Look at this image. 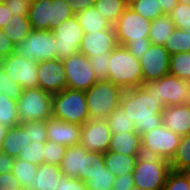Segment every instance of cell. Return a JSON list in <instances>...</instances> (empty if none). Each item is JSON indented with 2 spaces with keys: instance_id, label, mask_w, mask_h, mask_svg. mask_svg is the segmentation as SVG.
Returning a JSON list of instances; mask_svg holds the SVG:
<instances>
[{
  "instance_id": "cell-1",
  "label": "cell",
  "mask_w": 190,
  "mask_h": 190,
  "mask_svg": "<svg viewBox=\"0 0 190 190\" xmlns=\"http://www.w3.org/2000/svg\"><path fill=\"white\" fill-rule=\"evenodd\" d=\"M120 107L132 119L140 135L162 125L164 107L142 87L123 90Z\"/></svg>"
},
{
  "instance_id": "cell-2",
  "label": "cell",
  "mask_w": 190,
  "mask_h": 190,
  "mask_svg": "<svg viewBox=\"0 0 190 190\" xmlns=\"http://www.w3.org/2000/svg\"><path fill=\"white\" fill-rule=\"evenodd\" d=\"M108 69L107 81L120 86L123 90L141 87L143 83L140 60L124 46L118 45L110 53Z\"/></svg>"
},
{
  "instance_id": "cell-3",
  "label": "cell",
  "mask_w": 190,
  "mask_h": 190,
  "mask_svg": "<svg viewBox=\"0 0 190 190\" xmlns=\"http://www.w3.org/2000/svg\"><path fill=\"white\" fill-rule=\"evenodd\" d=\"M74 15L67 0H33L28 9V19L35 30L52 31Z\"/></svg>"
},
{
  "instance_id": "cell-4",
  "label": "cell",
  "mask_w": 190,
  "mask_h": 190,
  "mask_svg": "<svg viewBox=\"0 0 190 190\" xmlns=\"http://www.w3.org/2000/svg\"><path fill=\"white\" fill-rule=\"evenodd\" d=\"M123 89L110 81H97L85 91L89 120H106L120 106Z\"/></svg>"
},
{
  "instance_id": "cell-5",
  "label": "cell",
  "mask_w": 190,
  "mask_h": 190,
  "mask_svg": "<svg viewBox=\"0 0 190 190\" xmlns=\"http://www.w3.org/2000/svg\"><path fill=\"white\" fill-rule=\"evenodd\" d=\"M52 117L83 125L89 120L85 91L65 88L52 95Z\"/></svg>"
},
{
  "instance_id": "cell-6",
  "label": "cell",
  "mask_w": 190,
  "mask_h": 190,
  "mask_svg": "<svg viewBox=\"0 0 190 190\" xmlns=\"http://www.w3.org/2000/svg\"><path fill=\"white\" fill-rule=\"evenodd\" d=\"M48 140L46 121H28L19 125V150L17 158L37 166L44 163V143Z\"/></svg>"
},
{
  "instance_id": "cell-7",
  "label": "cell",
  "mask_w": 190,
  "mask_h": 190,
  "mask_svg": "<svg viewBox=\"0 0 190 190\" xmlns=\"http://www.w3.org/2000/svg\"><path fill=\"white\" fill-rule=\"evenodd\" d=\"M170 171L169 160L141 155L132 173L135 187L142 190H163Z\"/></svg>"
},
{
  "instance_id": "cell-8",
  "label": "cell",
  "mask_w": 190,
  "mask_h": 190,
  "mask_svg": "<svg viewBox=\"0 0 190 190\" xmlns=\"http://www.w3.org/2000/svg\"><path fill=\"white\" fill-rule=\"evenodd\" d=\"M17 115L21 123L52 118V95L39 87L22 89Z\"/></svg>"
},
{
  "instance_id": "cell-9",
  "label": "cell",
  "mask_w": 190,
  "mask_h": 190,
  "mask_svg": "<svg viewBox=\"0 0 190 190\" xmlns=\"http://www.w3.org/2000/svg\"><path fill=\"white\" fill-rule=\"evenodd\" d=\"M141 87L148 94L153 95L164 108L185 104L188 101L187 82L172 74H167L155 81L142 83Z\"/></svg>"
},
{
  "instance_id": "cell-10",
  "label": "cell",
  "mask_w": 190,
  "mask_h": 190,
  "mask_svg": "<svg viewBox=\"0 0 190 190\" xmlns=\"http://www.w3.org/2000/svg\"><path fill=\"white\" fill-rule=\"evenodd\" d=\"M181 136L163 124L141 135L142 155L171 160L179 146Z\"/></svg>"
},
{
  "instance_id": "cell-11",
  "label": "cell",
  "mask_w": 190,
  "mask_h": 190,
  "mask_svg": "<svg viewBox=\"0 0 190 190\" xmlns=\"http://www.w3.org/2000/svg\"><path fill=\"white\" fill-rule=\"evenodd\" d=\"M56 40L51 30L32 29L29 35L15 45V52L29 62L56 59Z\"/></svg>"
},
{
  "instance_id": "cell-12",
  "label": "cell",
  "mask_w": 190,
  "mask_h": 190,
  "mask_svg": "<svg viewBox=\"0 0 190 190\" xmlns=\"http://www.w3.org/2000/svg\"><path fill=\"white\" fill-rule=\"evenodd\" d=\"M150 27L151 21L128 7L114 25L118 45L125 47L128 43L150 42Z\"/></svg>"
},
{
  "instance_id": "cell-13",
  "label": "cell",
  "mask_w": 190,
  "mask_h": 190,
  "mask_svg": "<svg viewBox=\"0 0 190 190\" xmlns=\"http://www.w3.org/2000/svg\"><path fill=\"white\" fill-rule=\"evenodd\" d=\"M52 31L56 40V59L64 60L80 52L84 32L76 15L60 23Z\"/></svg>"
},
{
  "instance_id": "cell-14",
  "label": "cell",
  "mask_w": 190,
  "mask_h": 190,
  "mask_svg": "<svg viewBox=\"0 0 190 190\" xmlns=\"http://www.w3.org/2000/svg\"><path fill=\"white\" fill-rule=\"evenodd\" d=\"M62 63L66 73L67 88L86 91L98 81L88 57L81 52L62 60Z\"/></svg>"
},
{
  "instance_id": "cell-15",
  "label": "cell",
  "mask_w": 190,
  "mask_h": 190,
  "mask_svg": "<svg viewBox=\"0 0 190 190\" xmlns=\"http://www.w3.org/2000/svg\"><path fill=\"white\" fill-rule=\"evenodd\" d=\"M8 77L18 83L22 89L38 87V61L29 62L22 55L14 52L0 60Z\"/></svg>"
},
{
  "instance_id": "cell-16",
  "label": "cell",
  "mask_w": 190,
  "mask_h": 190,
  "mask_svg": "<svg viewBox=\"0 0 190 190\" xmlns=\"http://www.w3.org/2000/svg\"><path fill=\"white\" fill-rule=\"evenodd\" d=\"M143 83L155 81L169 74L170 54L164 46L150 44L144 56L140 58Z\"/></svg>"
},
{
  "instance_id": "cell-17",
  "label": "cell",
  "mask_w": 190,
  "mask_h": 190,
  "mask_svg": "<svg viewBox=\"0 0 190 190\" xmlns=\"http://www.w3.org/2000/svg\"><path fill=\"white\" fill-rule=\"evenodd\" d=\"M112 138L107 120H88L81 125L80 144L89 151L105 153Z\"/></svg>"
},
{
  "instance_id": "cell-18",
  "label": "cell",
  "mask_w": 190,
  "mask_h": 190,
  "mask_svg": "<svg viewBox=\"0 0 190 190\" xmlns=\"http://www.w3.org/2000/svg\"><path fill=\"white\" fill-rule=\"evenodd\" d=\"M38 87L53 95L67 88L62 60L38 61Z\"/></svg>"
},
{
  "instance_id": "cell-19",
  "label": "cell",
  "mask_w": 190,
  "mask_h": 190,
  "mask_svg": "<svg viewBox=\"0 0 190 190\" xmlns=\"http://www.w3.org/2000/svg\"><path fill=\"white\" fill-rule=\"evenodd\" d=\"M118 46L114 26L104 31L84 34L80 52L86 57L111 53Z\"/></svg>"
},
{
  "instance_id": "cell-20",
  "label": "cell",
  "mask_w": 190,
  "mask_h": 190,
  "mask_svg": "<svg viewBox=\"0 0 190 190\" xmlns=\"http://www.w3.org/2000/svg\"><path fill=\"white\" fill-rule=\"evenodd\" d=\"M46 133L49 141L71 147L80 144L81 125L52 117L46 120Z\"/></svg>"
},
{
  "instance_id": "cell-21",
  "label": "cell",
  "mask_w": 190,
  "mask_h": 190,
  "mask_svg": "<svg viewBox=\"0 0 190 190\" xmlns=\"http://www.w3.org/2000/svg\"><path fill=\"white\" fill-rule=\"evenodd\" d=\"M161 114L166 128L180 136L190 134V103L166 106Z\"/></svg>"
},
{
  "instance_id": "cell-22",
  "label": "cell",
  "mask_w": 190,
  "mask_h": 190,
  "mask_svg": "<svg viewBox=\"0 0 190 190\" xmlns=\"http://www.w3.org/2000/svg\"><path fill=\"white\" fill-rule=\"evenodd\" d=\"M107 151L140 157L142 155L141 135L137 131L112 134Z\"/></svg>"
},
{
  "instance_id": "cell-23",
  "label": "cell",
  "mask_w": 190,
  "mask_h": 190,
  "mask_svg": "<svg viewBox=\"0 0 190 190\" xmlns=\"http://www.w3.org/2000/svg\"><path fill=\"white\" fill-rule=\"evenodd\" d=\"M61 176L62 172L58 165L43 163L38 166L33 182L28 183L24 190H55Z\"/></svg>"
},
{
  "instance_id": "cell-24",
  "label": "cell",
  "mask_w": 190,
  "mask_h": 190,
  "mask_svg": "<svg viewBox=\"0 0 190 190\" xmlns=\"http://www.w3.org/2000/svg\"><path fill=\"white\" fill-rule=\"evenodd\" d=\"M29 2L21 0H7L0 3V29L10 26L14 21H29Z\"/></svg>"
},
{
  "instance_id": "cell-25",
  "label": "cell",
  "mask_w": 190,
  "mask_h": 190,
  "mask_svg": "<svg viewBox=\"0 0 190 190\" xmlns=\"http://www.w3.org/2000/svg\"><path fill=\"white\" fill-rule=\"evenodd\" d=\"M85 151L86 149L81 144L66 148L64 158L59 164L63 176L79 179L82 177L83 153Z\"/></svg>"
},
{
  "instance_id": "cell-26",
  "label": "cell",
  "mask_w": 190,
  "mask_h": 190,
  "mask_svg": "<svg viewBox=\"0 0 190 190\" xmlns=\"http://www.w3.org/2000/svg\"><path fill=\"white\" fill-rule=\"evenodd\" d=\"M103 158L105 166L115 177L133 173L136 161L138 159L137 156L118 154L111 151H106L103 153Z\"/></svg>"
},
{
  "instance_id": "cell-27",
  "label": "cell",
  "mask_w": 190,
  "mask_h": 190,
  "mask_svg": "<svg viewBox=\"0 0 190 190\" xmlns=\"http://www.w3.org/2000/svg\"><path fill=\"white\" fill-rule=\"evenodd\" d=\"M94 6L87 8L76 14L78 21L83 29L84 34L110 29L113 25L104 17Z\"/></svg>"
},
{
  "instance_id": "cell-28",
  "label": "cell",
  "mask_w": 190,
  "mask_h": 190,
  "mask_svg": "<svg viewBox=\"0 0 190 190\" xmlns=\"http://www.w3.org/2000/svg\"><path fill=\"white\" fill-rule=\"evenodd\" d=\"M176 29L170 15H162L151 21L148 39L150 43L163 46Z\"/></svg>"
},
{
  "instance_id": "cell-29",
  "label": "cell",
  "mask_w": 190,
  "mask_h": 190,
  "mask_svg": "<svg viewBox=\"0 0 190 190\" xmlns=\"http://www.w3.org/2000/svg\"><path fill=\"white\" fill-rule=\"evenodd\" d=\"M94 7L113 26L120 15L129 7L128 0H95Z\"/></svg>"
},
{
  "instance_id": "cell-30",
  "label": "cell",
  "mask_w": 190,
  "mask_h": 190,
  "mask_svg": "<svg viewBox=\"0 0 190 190\" xmlns=\"http://www.w3.org/2000/svg\"><path fill=\"white\" fill-rule=\"evenodd\" d=\"M169 163L173 171L190 172V134L181 136L176 153Z\"/></svg>"
},
{
  "instance_id": "cell-31",
  "label": "cell",
  "mask_w": 190,
  "mask_h": 190,
  "mask_svg": "<svg viewBox=\"0 0 190 190\" xmlns=\"http://www.w3.org/2000/svg\"><path fill=\"white\" fill-rule=\"evenodd\" d=\"M163 46L170 55L190 52V28H176Z\"/></svg>"
},
{
  "instance_id": "cell-32",
  "label": "cell",
  "mask_w": 190,
  "mask_h": 190,
  "mask_svg": "<svg viewBox=\"0 0 190 190\" xmlns=\"http://www.w3.org/2000/svg\"><path fill=\"white\" fill-rule=\"evenodd\" d=\"M0 124L6 127H16L21 124L17 115V101L0 94Z\"/></svg>"
},
{
  "instance_id": "cell-33",
  "label": "cell",
  "mask_w": 190,
  "mask_h": 190,
  "mask_svg": "<svg viewBox=\"0 0 190 190\" xmlns=\"http://www.w3.org/2000/svg\"><path fill=\"white\" fill-rule=\"evenodd\" d=\"M106 120L112 134L136 131L134 122L120 106L110 113Z\"/></svg>"
},
{
  "instance_id": "cell-34",
  "label": "cell",
  "mask_w": 190,
  "mask_h": 190,
  "mask_svg": "<svg viewBox=\"0 0 190 190\" xmlns=\"http://www.w3.org/2000/svg\"><path fill=\"white\" fill-rule=\"evenodd\" d=\"M129 8L149 21L164 15L158 0H130Z\"/></svg>"
},
{
  "instance_id": "cell-35",
  "label": "cell",
  "mask_w": 190,
  "mask_h": 190,
  "mask_svg": "<svg viewBox=\"0 0 190 190\" xmlns=\"http://www.w3.org/2000/svg\"><path fill=\"white\" fill-rule=\"evenodd\" d=\"M104 166L103 153L86 150L83 153L82 177L80 179L86 183L91 176L102 170Z\"/></svg>"
},
{
  "instance_id": "cell-36",
  "label": "cell",
  "mask_w": 190,
  "mask_h": 190,
  "mask_svg": "<svg viewBox=\"0 0 190 190\" xmlns=\"http://www.w3.org/2000/svg\"><path fill=\"white\" fill-rule=\"evenodd\" d=\"M37 168L38 166L35 164L14 158L12 173L23 190L27 187L28 183L33 182V179H35Z\"/></svg>"
},
{
  "instance_id": "cell-37",
  "label": "cell",
  "mask_w": 190,
  "mask_h": 190,
  "mask_svg": "<svg viewBox=\"0 0 190 190\" xmlns=\"http://www.w3.org/2000/svg\"><path fill=\"white\" fill-rule=\"evenodd\" d=\"M169 74L190 81V52L170 55Z\"/></svg>"
},
{
  "instance_id": "cell-38",
  "label": "cell",
  "mask_w": 190,
  "mask_h": 190,
  "mask_svg": "<svg viewBox=\"0 0 190 190\" xmlns=\"http://www.w3.org/2000/svg\"><path fill=\"white\" fill-rule=\"evenodd\" d=\"M115 176L104 166L102 170L91 176L86 182L88 190H109L112 189Z\"/></svg>"
},
{
  "instance_id": "cell-39",
  "label": "cell",
  "mask_w": 190,
  "mask_h": 190,
  "mask_svg": "<svg viewBox=\"0 0 190 190\" xmlns=\"http://www.w3.org/2000/svg\"><path fill=\"white\" fill-rule=\"evenodd\" d=\"M4 33L14 45L23 41L31 32L32 28L29 21H14L10 26L5 27Z\"/></svg>"
},
{
  "instance_id": "cell-40",
  "label": "cell",
  "mask_w": 190,
  "mask_h": 190,
  "mask_svg": "<svg viewBox=\"0 0 190 190\" xmlns=\"http://www.w3.org/2000/svg\"><path fill=\"white\" fill-rule=\"evenodd\" d=\"M163 190H190V173L171 170Z\"/></svg>"
},
{
  "instance_id": "cell-41",
  "label": "cell",
  "mask_w": 190,
  "mask_h": 190,
  "mask_svg": "<svg viewBox=\"0 0 190 190\" xmlns=\"http://www.w3.org/2000/svg\"><path fill=\"white\" fill-rule=\"evenodd\" d=\"M4 94L16 101L19 100L22 93V87L11 80L0 63V94Z\"/></svg>"
},
{
  "instance_id": "cell-42",
  "label": "cell",
  "mask_w": 190,
  "mask_h": 190,
  "mask_svg": "<svg viewBox=\"0 0 190 190\" xmlns=\"http://www.w3.org/2000/svg\"><path fill=\"white\" fill-rule=\"evenodd\" d=\"M66 146L47 140L44 143V163L58 165L66 153Z\"/></svg>"
},
{
  "instance_id": "cell-43",
  "label": "cell",
  "mask_w": 190,
  "mask_h": 190,
  "mask_svg": "<svg viewBox=\"0 0 190 190\" xmlns=\"http://www.w3.org/2000/svg\"><path fill=\"white\" fill-rule=\"evenodd\" d=\"M1 151L8 156L17 158L19 150V126L9 128L2 143Z\"/></svg>"
},
{
  "instance_id": "cell-44",
  "label": "cell",
  "mask_w": 190,
  "mask_h": 190,
  "mask_svg": "<svg viewBox=\"0 0 190 190\" xmlns=\"http://www.w3.org/2000/svg\"><path fill=\"white\" fill-rule=\"evenodd\" d=\"M169 15L177 29L190 28V5L178 3Z\"/></svg>"
},
{
  "instance_id": "cell-45",
  "label": "cell",
  "mask_w": 190,
  "mask_h": 190,
  "mask_svg": "<svg viewBox=\"0 0 190 190\" xmlns=\"http://www.w3.org/2000/svg\"><path fill=\"white\" fill-rule=\"evenodd\" d=\"M88 59L94 70L97 80H108L110 53H104L103 56H89Z\"/></svg>"
},
{
  "instance_id": "cell-46",
  "label": "cell",
  "mask_w": 190,
  "mask_h": 190,
  "mask_svg": "<svg viewBox=\"0 0 190 190\" xmlns=\"http://www.w3.org/2000/svg\"><path fill=\"white\" fill-rule=\"evenodd\" d=\"M55 190H88V188L81 179L62 175Z\"/></svg>"
},
{
  "instance_id": "cell-47",
  "label": "cell",
  "mask_w": 190,
  "mask_h": 190,
  "mask_svg": "<svg viewBox=\"0 0 190 190\" xmlns=\"http://www.w3.org/2000/svg\"><path fill=\"white\" fill-rule=\"evenodd\" d=\"M0 190H23L12 172L0 174Z\"/></svg>"
},
{
  "instance_id": "cell-48",
  "label": "cell",
  "mask_w": 190,
  "mask_h": 190,
  "mask_svg": "<svg viewBox=\"0 0 190 190\" xmlns=\"http://www.w3.org/2000/svg\"><path fill=\"white\" fill-rule=\"evenodd\" d=\"M134 186L133 174L129 173L115 177L112 190H131Z\"/></svg>"
},
{
  "instance_id": "cell-49",
  "label": "cell",
  "mask_w": 190,
  "mask_h": 190,
  "mask_svg": "<svg viewBox=\"0 0 190 190\" xmlns=\"http://www.w3.org/2000/svg\"><path fill=\"white\" fill-rule=\"evenodd\" d=\"M15 52V45L6 36L3 29H0V60Z\"/></svg>"
},
{
  "instance_id": "cell-50",
  "label": "cell",
  "mask_w": 190,
  "mask_h": 190,
  "mask_svg": "<svg viewBox=\"0 0 190 190\" xmlns=\"http://www.w3.org/2000/svg\"><path fill=\"white\" fill-rule=\"evenodd\" d=\"M150 42L128 43L125 47L137 59L140 60L150 46Z\"/></svg>"
},
{
  "instance_id": "cell-51",
  "label": "cell",
  "mask_w": 190,
  "mask_h": 190,
  "mask_svg": "<svg viewBox=\"0 0 190 190\" xmlns=\"http://www.w3.org/2000/svg\"><path fill=\"white\" fill-rule=\"evenodd\" d=\"M67 1L70 9L75 15L83 10H86L89 7L94 6L95 2V0H67Z\"/></svg>"
},
{
  "instance_id": "cell-52",
  "label": "cell",
  "mask_w": 190,
  "mask_h": 190,
  "mask_svg": "<svg viewBox=\"0 0 190 190\" xmlns=\"http://www.w3.org/2000/svg\"><path fill=\"white\" fill-rule=\"evenodd\" d=\"M14 158L0 151V174L12 172Z\"/></svg>"
},
{
  "instance_id": "cell-53",
  "label": "cell",
  "mask_w": 190,
  "mask_h": 190,
  "mask_svg": "<svg viewBox=\"0 0 190 190\" xmlns=\"http://www.w3.org/2000/svg\"><path fill=\"white\" fill-rule=\"evenodd\" d=\"M164 14L169 15L175 6L178 4V0H158Z\"/></svg>"
},
{
  "instance_id": "cell-54",
  "label": "cell",
  "mask_w": 190,
  "mask_h": 190,
  "mask_svg": "<svg viewBox=\"0 0 190 190\" xmlns=\"http://www.w3.org/2000/svg\"><path fill=\"white\" fill-rule=\"evenodd\" d=\"M8 130H9V127H6L0 124V151H1L2 143L5 139V136L7 135Z\"/></svg>"
},
{
  "instance_id": "cell-55",
  "label": "cell",
  "mask_w": 190,
  "mask_h": 190,
  "mask_svg": "<svg viewBox=\"0 0 190 190\" xmlns=\"http://www.w3.org/2000/svg\"><path fill=\"white\" fill-rule=\"evenodd\" d=\"M187 85H188V92H187L188 101H187V103H190V81L187 82Z\"/></svg>"
},
{
  "instance_id": "cell-56",
  "label": "cell",
  "mask_w": 190,
  "mask_h": 190,
  "mask_svg": "<svg viewBox=\"0 0 190 190\" xmlns=\"http://www.w3.org/2000/svg\"><path fill=\"white\" fill-rule=\"evenodd\" d=\"M178 3L190 5V0H178Z\"/></svg>"
},
{
  "instance_id": "cell-57",
  "label": "cell",
  "mask_w": 190,
  "mask_h": 190,
  "mask_svg": "<svg viewBox=\"0 0 190 190\" xmlns=\"http://www.w3.org/2000/svg\"><path fill=\"white\" fill-rule=\"evenodd\" d=\"M131 190H142V189L134 186Z\"/></svg>"
},
{
  "instance_id": "cell-58",
  "label": "cell",
  "mask_w": 190,
  "mask_h": 190,
  "mask_svg": "<svg viewBox=\"0 0 190 190\" xmlns=\"http://www.w3.org/2000/svg\"><path fill=\"white\" fill-rule=\"evenodd\" d=\"M21 1H27V2L31 3L33 0H21Z\"/></svg>"
},
{
  "instance_id": "cell-59",
  "label": "cell",
  "mask_w": 190,
  "mask_h": 190,
  "mask_svg": "<svg viewBox=\"0 0 190 190\" xmlns=\"http://www.w3.org/2000/svg\"><path fill=\"white\" fill-rule=\"evenodd\" d=\"M7 0H0V3H6Z\"/></svg>"
}]
</instances>
